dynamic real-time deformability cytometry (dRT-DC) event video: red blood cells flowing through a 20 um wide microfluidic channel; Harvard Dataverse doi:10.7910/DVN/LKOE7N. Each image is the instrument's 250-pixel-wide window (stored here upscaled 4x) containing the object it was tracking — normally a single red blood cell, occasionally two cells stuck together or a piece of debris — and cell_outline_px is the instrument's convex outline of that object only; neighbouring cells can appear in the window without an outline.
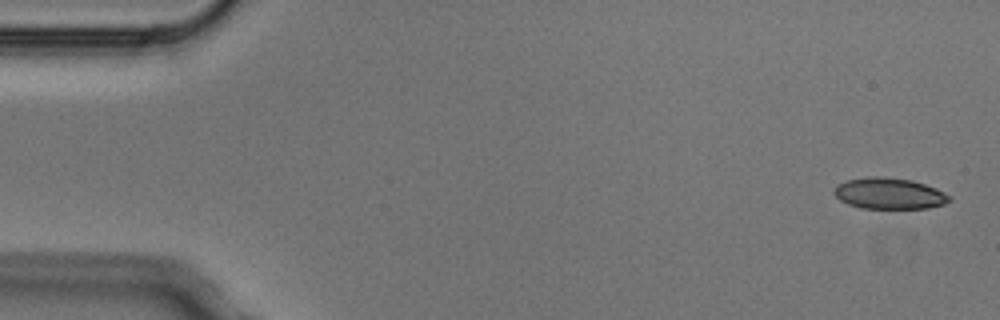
{"species": "Egyptian fruit bat (a non-hibernating species)", "species_latin": "Rousettus aegyptiacus", "temperature_condition": "cold", "stored_images_in_passage": 5, "segment_of_instrument_passage": [1, 2], "camera_frame_rate_fps": 3000, "um_per_image_px": 0.085, "animal": {"sex": "male"}, "frame": {"image": 1, "passage_image": 1, "time_ms": 0.0, "image_size_px": [1000, 320], "cell_outline_px": [[952, 200], [944, 204], [928, 208], [860, 208], [848, 204], [840, 200], [832, 192], [836, 184], [848, 180], [868, 176], [880, 176], [912, 180], [936, 188], [952, 196]], "centroid_in_image_um": [75.58, 16.44], "position_along_channel_um": 9.4, "area_um2": 21.1}}